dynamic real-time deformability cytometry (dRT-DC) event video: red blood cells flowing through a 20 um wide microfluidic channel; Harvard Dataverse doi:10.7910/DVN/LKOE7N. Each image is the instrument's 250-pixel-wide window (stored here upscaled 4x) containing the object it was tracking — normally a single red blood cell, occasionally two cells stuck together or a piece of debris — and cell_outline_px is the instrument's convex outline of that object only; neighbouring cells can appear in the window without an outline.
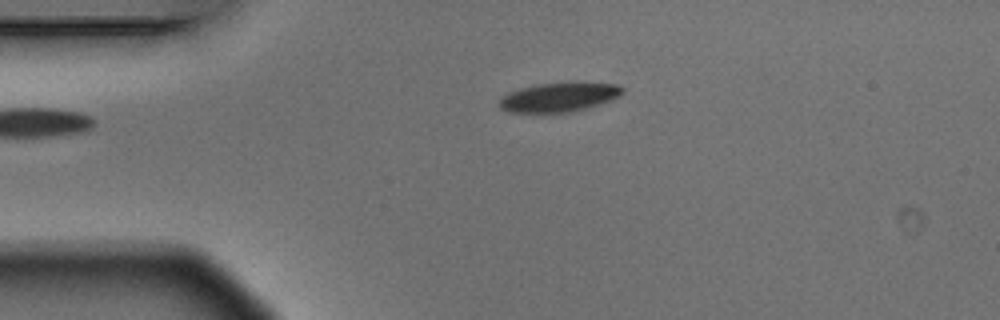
{"species": "Egyptian fruit bat (a non-hibernating species)", "species_latin": "Rousettus aegyptiacus", "temperature_condition": "warm", "stored_images_in_passage": 3, "camera_frame_rate_fps": 3000, "um_per_image_px": 0.085, "animal": {"sex": "male"}, "frame": {"image": 1, "passage_image": 3, "time_ms": 0.667, "image_size_px": [1000, 320], "cell_outline_px": [[624, 92], [620, 96], [612, 100], [584, 108], [568, 112], [512, 112], [500, 108], [500, 96], [508, 92], [520, 88], [540, 84], [572, 80], [576, 80], [620, 84], [624, 88]], "centroid_in_image_um": [47.59, 8.2], "position_along_channel_um": 37.4, "area_um2": 21.5}}